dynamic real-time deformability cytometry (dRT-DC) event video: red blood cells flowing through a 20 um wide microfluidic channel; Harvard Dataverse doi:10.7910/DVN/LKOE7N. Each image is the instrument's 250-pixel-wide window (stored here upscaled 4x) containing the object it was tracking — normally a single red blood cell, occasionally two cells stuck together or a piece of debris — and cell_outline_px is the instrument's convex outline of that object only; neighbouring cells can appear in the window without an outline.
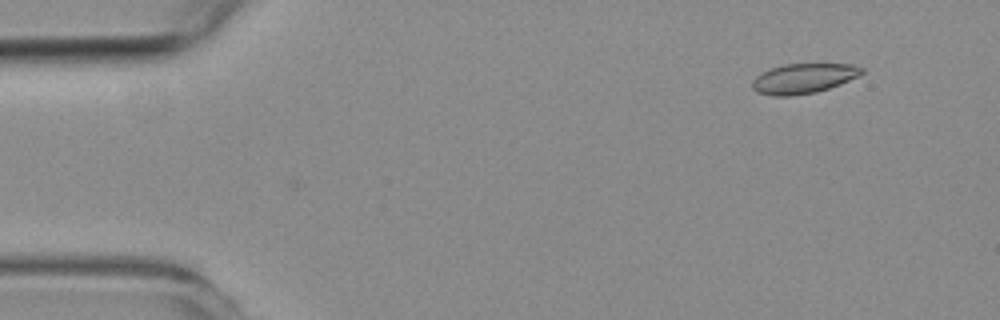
{"species": "common noctule bat (a hibernating species)", "species_latin": "Nyctalus noctula", "temperature_condition": "room temperature", "stored_images_in_passage": 2, "camera_frame_rate_fps": 3000, "um_per_image_px": 0.085, "animal": {"sex": "female", "body_mass_g": 19.3, "forearm_length_mm": 54.1}, "frame": {"image": 1, "passage_image": 2, "time_ms": 0.333, "image_size_px": [1000, 320], "cell_outline_px": [[864, 72], [860, 76], [840, 84], [816, 92], [788, 96], [772, 96], [756, 92], [752, 88], [752, 80], [756, 76], [768, 68], [784, 64], [852, 64], [864, 68]], "centroid_in_image_um": [68.28, 6.66], "position_along_channel_um": 16.7, "area_um2": 19.25}}